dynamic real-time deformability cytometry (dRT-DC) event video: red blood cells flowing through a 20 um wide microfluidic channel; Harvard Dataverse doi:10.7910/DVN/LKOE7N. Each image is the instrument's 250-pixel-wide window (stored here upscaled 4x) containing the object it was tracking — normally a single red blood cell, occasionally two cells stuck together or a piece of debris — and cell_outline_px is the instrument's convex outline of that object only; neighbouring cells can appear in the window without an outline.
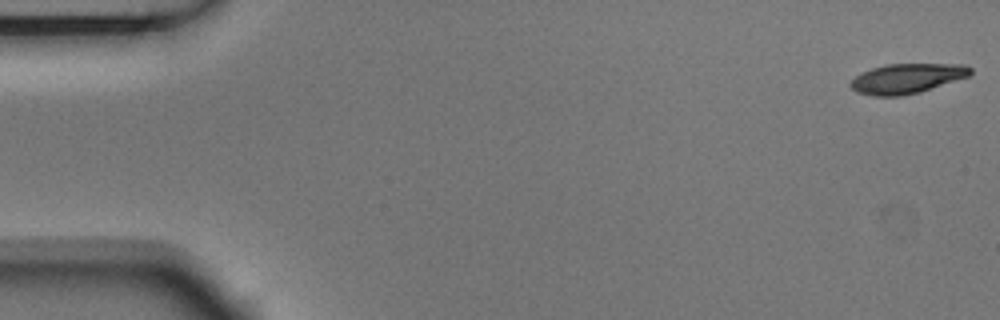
{"species": "Egyptian fruit bat (a non-hibernating species)", "species_latin": "Rousettus aegyptiacus", "temperature_condition": "room temperature", "stored_images_in_passage": 5, "camera_frame_rate_fps": 3000, "um_per_image_px": 0.085, "animal": {"sex": "male"}, "frame": {"image": 1, "passage_image": 1, "time_ms": 0.0, "image_size_px": [1000, 320], "cell_outline_px": [[972, 72], [968, 76], [920, 92], [900, 96], [872, 96], [856, 92], [848, 84], [860, 72], [872, 68], [888, 64], [964, 64], [972, 68]], "centroid_in_image_um": [77.06, 6.67], "position_along_channel_um": 7.9, "area_um2": 20.81}}